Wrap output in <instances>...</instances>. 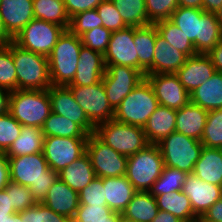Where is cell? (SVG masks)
Wrapping results in <instances>:
<instances>
[{
	"label": "cell",
	"mask_w": 222,
	"mask_h": 222,
	"mask_svg": "<svg viewBox=\"0 0 222 222\" xmlns=\"http://www.w3.org/2000/svg\"><path fill=\"white\" fill-rule=\"evenodd\" d=\"M48 94L53 113L66 117L78 124L88 135L94 133L95 126L89 121L67 86L51 85L48 89Z\"/></svg>",
	"instance_id": "2e32d148"
},
{
	"label": "cell",
	"mask_w": 222,
	"mask_h": 222,
	"mask_svg": "<svg viewBox=\"0 0 222 222\" xmlns=\"http://www.w3.org/2000/svg\"><path fill=\"white\" fill-rule=\"evenodd\" d=\"M187 175L186 172L180 171L179 169L164 166L162 174L153 184L149 192L155 197L169 192L181 191Z\"/></svg>",
	"instance_id": "f35d334b"
},
{
	"label": "cell",
	"mask_w": 222,
	"mask_h": 222,
	"mask_svg": "<svg viewBox=\"0 0 222 222\" xmlns=\"http://www.w3.org/2000/svg\"><path fill=\"white\" fill-rule=\"evenodd\" d=\"M44 139L41 128L22 125L20 136L4 154L6 157H19L43 152Z\"/></svg>",
	"instance_id": "f546056e"
},
{
	"label": "cell",
	"mask_w": 222,
	"mask_h": 222,
	"mask_svg": "<svg viewBox=\"0 0 222 222\" xmlns=\"http://www.w3.org/2000/svg\"><path fill=\"white\" fill-rule=\"evenodd\" d=\"M152 222H183L178 217H175L173 214L165 212V211H158L157 216L152 220Z\"/></svg>",
	"instance_id": "91938a15"
},
{
	"label": "cell",
	"mask_w": 222,
	"mask_h": 222,
	"mask_svg": "<svg viewBox=\"0 0 222 222\" xmlns=\"http://www.w3.org/2000/svg\"><path fill=\"white\" fill-rule=\"evenodd\" d=\"M118 222H135L132 219L126 218L124 215L120 214Z\"/></svg>",
	"instance_id": "e7e4bbea"
},
{
	"label": "cell",
	"mask_w": 222,
	"mask_h": 222,
	"mask_svg": "<svg viewBox=\"0 0 222 222\" xmlns=\"http://www.w3.org/2000/svg\"><path fill=\"white\" fill-rule=\"evenodd\" d=\"M217 18H218V21H219L220 26L222 28V6H221L220 10L217 12Z\"/></svg>",
	"instance_id": "03108f58"
},
{
	"label": "cell",
	"mask_w": 222,
	"mask_h": 222,
	"mask_svg": "<svg viewBox=\"0 0 222 222\" xmlns=\"http://www.w3.org/2000/svg\"><path fill=\"white\" fill-rule=\"evenodd\" d=\"M188 56L174 48L158 33L156 34L153 55V74L176 73L186 62Z\"/></svg>",
	"instance_id": "7402d4cb"
},
{
	"label": "cell",
	"mask_w": 222,
	"mask_h": 222,
	"mask_svg": "<svg viewBox=\"0 0 222 222\" xmlns=\"http://www.w3.org/2000/svg\"><path fill=\"white\" fill-rule=\"evenodd\" d=\"M164 161L156 144H149L127 159L126 177L137 191H149L162 174Z\"/></svg>",
	"instance_id": "8992f818"
},
{
	"label": "cell",
	"mask_w": 222,
	"mask_h": 222,
	"mask_svg": "<svg viewBox=\"0 0 222 222\" xmlns=\"http://www.w3.org/2000/svg\"><path fill=\"white\" fill-rule=\"evenodd\" d=\"M86 154L90 158L96 177L106 178L126 175L128 157L113 150L94 133L88 135Z\"/></svg>",
	"instance_id": "30bf717a"
},
{
	"label": "cell",
	"mask_w": 222,
	"mask_h": 222,
	"mask_svg": "<svg viewBox=\"0 0 222 222\" xmlns=\"http://www.w3.org/2000/svg\"><path fill=\"white\" fill-rule=\"evenodd\" d=\"M145 78L151 84L159 105L177 110L190 102V94L175 73L147 74Z\"/></svg>",
	"instance_id": "9a60e30c"
},
{
	"label": "cell",
	"mask_w": 222,
	"mask_h": 222,
	"mask_svg": "<svg viewBox=\"0 0 222 222\" xmlns=\"http://www.w3.org/2000/svg\"><path fill=\"white\" fill-rule=\"evenodd\" d=\"M78 195L79 205L107 206L103 178L95 177Z\"/></svg>",
	"instance_id": "681fc988"
},
{
	"label": "cell",
	"mask_w": 222,
	"mask_h": 222,
	"mask_svg": "<svg viewBox=\"0 0 222 222\" xmlns=\"http://www.w3.org/2000/svg\"><path fill=\"white\" fill-rule=\"evenodd\" d=\"M128 27H140L151 24L148 21L145 0H112Z\"/></svg>",
	"instance_id": "74e56055"
},
{
	"label": "cell",
	"mask_w": 222,
	"mask_h": 222,
	"mask_svg": "<svg viewBox=\"0 0 222 222\" xmlns=\"http://www.w3.org/2000/svg\"><path fill=\"white\" fill-rule=\"evenodd\" d=\"M222 6V0H203V10L205 12L216 13Z\"/></svg>",
	"instance_id": "680465c9"
},
{
	"label": "cell",
	"mask_w": 222,
	"mask_h": 222,
	"mask_svg": "<svg viewBox=\"0 0 222 222\" xmlns=\"http://www.w3.org/2000/svg\"><path fill=\"white\" fill-rule=\"evenodd\" d=\"M199 219L202 222H222V198L212 205Z\"/></svg>",
	"instance_id": "f5cc1de1"
},
{
	"label": "cell",
	"mask_w": 222,
	"mask_h": 222,
	"mask_svg": "<svg viewBox=\"0 0 222 222\" xmlns=\"http://www.w3.org/2000/svg\"><path fill=\"white\" fill-rule=\"evenodd\" d=\"M120 214L108 206L79 205L72 222H118Z\"/></svg>",
	"instance_id": "ab89813d"
},
{
	"label": "cell",
	"mask_w": 222,
	"mask_h": 222,
	"mask_svg": "<svg viewBox=\"0 0 222 222\" xmlns=\"http://www.w3.org/2000/svg\"><path fill=\"white\" fill-rule=\"evenodd\" d=\"M41 130L45 137L59 136L63 138H88V134L78 124L53 112L44 121Z\"/></svg>",
	"instance_id": "d590c367"
},
{
	"label": "cell",
	"mask_w": 222,
	"mask_h": 222,
	"mask_svg": "<svg viewBox=\"0 0 222 222\" xmlns=\"http://www.w3.org/2000/svg\"><path fill=\"white\" fill-rule=\"evenodd\" d=\"M34 18L69 28L70 17L63 0H33Z\"/></svg>",
	"instance_id": "e575fe53"
},
{
	"label": "cell",
	"mask_w": 222,
	"mask_h": 222,
	"mask_svg": "<svg viewBox=\"0 0 222 222\" xmlns=\"http://www.w3.org/2000/svg\"><path fill=\"white\" fill-rule=\"evenodd\" d=\"M218 72H222V40L207 54Z\"/></svg>",
	"instance_id": "9f6ffc18"
},
{
	"label": "cell",
	"mask_w": 222,
	"mask_h": 222,
	"mask_svg": "<svg viewBox=\"0 0 222 222\" xmlns=\"http://www.w3.org/2000/svg\"><path fill=\"white\" fill-rule=\"evenodd\" d=\"M155 24L134 27V44L138 54L139 70L144 74H153V55L156 34Z\"/></svg>",
	"instance_id": "484cf974"
},
{
	"label": "cell",
	"mask_w": 222,
	"mask_h": 222,
	"mask_svg": "<svg viewBox=\"0 0 222 222\" xmlns=\"http://www.w3.org/2000/svg\"><path fill=\"white\" fill-rule=\"evenodd\" d=\"M111 31L103 26L86 31L80 36L82 45L104 55L108 48Z\"/></svg>",
	"instance_id": "f907efd6"
},
{
	"label": "cell",
	"mask_w": 222,
	"mask_h": 222,
	"mask_svg": "<svg viewBox=\"0 0 222 222\" xmlns=\"http://www.w3.org/2000/svg\"><path fill=\"white\" fill-rule=\"evenodd\" d=\"M0 87L17 90V74L11 53V42L0 44Z\"/></svg>",
	"instance_id": "b9f144b4"
},
{
	"label": "cell",
	"mask_w": 222,
	"mask_h": 222,
	"mask_svg": "<svg viewBox=\"0 0 222 222\" xmlns=\"http://www.w3.org/2000/svg\"><path fill=\"white\" fill-rule=\"evenodd\" d=\"M9 113L21 125L41 128L52 113L48 89L12 91Z\"/></svg>",
	"instance_id": "277c9868"
},
{
	"label": "cell",
	"mask_w": 222,
	"mask_h": 222,
	"mask_svg": "<svg viewBox=\"0 0 222 222\" xmlns=\"http://www.w3.org/2000/svg\"><path fill=\"white\" fill-rule=\"evenodd\" d=\"M169 20L188 37L199 54L200 9L178 6Z\"/></svg>",
	"instance_id": "d6a6232c"
},
{
	"label": "cell",
	"mask_w": 222,
	"mask_h": 222,
	"mask_svg": "<svg viewBox=\"0 0 222 222\" xmlns=\"http://www.w3.org/2000/svg\"><path fill=\"white\" fill-rule=\"evenodd\" d=\"M222 40V28L216 13L200 9L199 54H208Z\"/></svg>",
	"instance_id": "836d02e7"
},
{
	"label": "cell",
	"mask_w": 222,
	"mask_h": 222,
	"mask_svg": "<svg viewBox=\"0 0 222 222\" xmlns=\"http://www.w3.org/2000/svg\"><path fill=\"white\" fill-rule=\"evenodd\" d=\"M0 222H24V220L21 218L20 212H16L11 217L1 218Z\"/></svg>",
	"instance_id": "be15d7a7"
},
{
	"label": "cell",
	"mask_w": 222,
	"mask_h": 222,
	"mask_svg": "<svg viewBox=\"0 0 222 222\" xmlns=\"http://www.w3.org/2000/svg\"><path fill=\"white\" fill-rule=\"evenodd\" d=\"M192 222H202L200 219H198V220H195V221H192Z\"/></svg>",
	"instance_id": "003e7915"
},
{
	"label": "cell",
	"mask_w": 222,
	"mask_h": 222,
	"mask_svg": "<svg viewBox=\"0 0 222 222\" xmlns=\"http://www.w3.org/2000/svg\"><path fill=\"white\" fill-rule=\"evenodd\" d=\"M94 134L113 150L127 157L149 145L142 127L120 123L114 119L96 125Z\"/></svg>",
	"instance_id": "52a82bcc"
},
{
	"label": "cell",
	"mask_w": 222,
	"mask_h": 222,
	"mask_svg": "<svg viewBox=\"0 0 222 222\" xmlns=\"http://www.w3.org/2000/svg\"><path fill=\"white\" fill-rule=\"evenodd\" d=\"M17 90H46L51 84L48 57L25 50L11 41Z\"/></svg>",
	"instance_id": "3957f363"
},
{
	"label": "cell",
	"mask_w": 222,
	"mask_h": 222,
	"mask_svg": "<svg viewBox=\"0 0 222 222\" xmlns=\"http://www.w3.org/2000/svg\"><path fill=\"white\" fill-rule=\"evenodd\" d=\"M208 112L189 102L182 108L177 109L175 131L201 141Z\"/></svg>",
	"instance_id": "603a6c76"
},
{
	"label": "cell",
	"mask_w": 222,
	"mask_h": 222,
	"mask_svg": "<svg viewBox=\"0 0 222 222\" xmlns=\"http://www.w3.org/2000/svg\"><path fill=\"white\" fill-rule=\"evenodd\" d=\"M148 21L154 24L167 20L179 6L178 0H145Z\"/></svg>",
	"instance_id": "bcb514c9"
},
{
	"label": "cell",
	"mask_w": 222,
	"mask_h": 222,
	"mask_svg": "<svg viewBox=\"0 0 222 222\" xmlns=\"http://www.w3.org/2000/svg\"><path fill=\"white\" fill-rule=\"evenodd\" d=\"M7 158L10 180L28 186L36 202L41 203L58 179V172L49 167L43 152Z\"/></svg>",
	"instance_id": "6da1fadb"
},
{
	"label": "cell",
	"mask_w": 222,
	"mask_h": 222,
	"mask_svg": "<svg viewBox=\"0 0 222 222\" xmlns=\"http://www.w3.org/2000/svg\"><path fill=\"white\" fill-rule=\"evenodd\" d=\"M10 181L8 158L0 153V190L4 189Z\"/></svg>",
	"instance_id": "11a10c76"
},
{
	"label": "cell",
	"mask_w": 222,
	"mask_h": 222,
	"mask_svg": "<svg viewBox=\"0 0 222 222\" xmlns=\"http://www.w3.org/2000/svg\"><path fill=\"white\" fill-rule=\"evenodd\" d=\"M88 138L48 136L44 139L43 155L49 167L60 172L86 153Z\"/></svg>",
	"instance_id": "4fadbf2b"
},
{
	"label": "cell",
	"mask_w": 222,
	"mask_h": 222,
	"mask_svg": "<svg viewBox=\"0 0 222 222\" xmlns=\"http://www.w3.org/2000/svg\"><path fill=\"white\" fill-rule=\"evenodd\" d=\"M176 109L159 105L143 127L149 144H158L175 131Z\"/></svg>",
	"instance_id": "cb8c5ba5"
},
{
	"label": "cell",
	"mask_w": 222,
	"mask_h": 222,
	"mask_svg": "<svg viewBox=\"0 0 222 222\" xmlns=\"http://www.w3.org/2000/svg\"><path fill=\"white\" fill-rule=\"evenodd\" d=\"M16 211L11 207L10 195L5 189L0 190V219L11 217Z\"/></svg>",
	"instance_id": "db71d44e"
},
{
	"label": "cell",
	"mask_w": 222,
	"mask_h": 222,
	"mask_svg": "<svg viewBox=\"0 0 222 222\" xmlns=\"http://www.w3.org/2000/svg\"><path fill=\"white\" fill-rule=\"evenodd\" d=\"M22 125L9 113L0 115V153H5L20 136Z\"/></svg>",
	"instance_id": "ee69618b"
},
{
	"label": "cell",
	"mask_w": 222,
	"mask_h": 222,
	"mask_svg": "<svg viewBox=\"0 0 222 222\" xmlns=\"http://www.w3.org/2000/svg\"><path fill=\"white\" fill-rule=\"evenodd\" d=\"M81 46V38L69 29L64 30L59 36L48 56L49 77L53 86H67L72 82L77 70Z\"/></svg>",
	"instance_id": "7a4b0ae2"
},
{
	"label": "cell",
	"mask_w": 222,
	"mask_h": 222,
	"mask_svg": "<svg viewBox=\"0 0 222 222\" xmlns=\"http://www.w3.org/2000/svg\"><path fill=\"white\" fill-rule=\"evenodd\" d=\"M24 222H72V219L55 213L42 203H36L31 208L20 211Z\"/></svg>",
	"instance_id": "f6af8a7d"
},
{
	"label": "cell",
	"mask_w": 222,
	"mask_h": 222,
	"mask_svg": "<svg viewBox=\"0 0 222 222\" xmlns=\"http://www.w3.org/2000/svg\"><path fill=\"white\" fill-rule=\"evenodd\" d=\"M190 102L207 111L222 109V72L216 71L210 79L197 87L190 94Z\"/></svg>",
	"instance_id": "83f0119b"
},
{
	"label": "cell",
	"mask_w": 222,
	"mask_h": 222,
	"mask_svg": "<svg viewBox=\"0 0 222 222\" xmlns=\"http://www.w3.org/2000/svg\"><path fill=\"white\" fill-rule=\"evenodd\" d=\"M11 91L0 87V115L9 112Z\"/></svg>",
	"instance_id": "6f0895ef"
},
{
	"label": "cell",
	"mask_w": 222,
	"mask_h": 222,
	"mask_svg": "<svg viewBox=\"0 0 222 222\" xmlns=\"http://www.w3.org/2000/svg\"><path fill=\"white\" fill-rule=\"evenodd\" d=\"M41 203L55 213L73 219L79 207V195L58 177Z\"/></svg>",
	"instance_id": "44dd1931"
},
{
	"label": "cell",
	"mask_w": 222,
	"mask_h": 222,
	"mask_svg": "<svg viewBox=\"0 0 222 222\" xmlns=\"http://www.w3.org/2000/svg\"><path fill=\"white\" fill-rule=\"evenodd\" d=\"M161 150L164 166L193 173L203 149L201 141L174 131L157 144Z\"/></svg>",
	"instance_id": "ba28073f"
},
{
	"label": "cell",
	"mask_w": 222,
	"mask_h": 222,
	"mask_svg": "<svg viewBox=\"0 0 222 222\" xmlns=\"http://www.w3.org/2000/svg\"><path fill=\"white\" fill-rule=\"evenodd\" d=\"M193 174L209 184L222 186V149L203 146Z\"/></svg>",
	"instance_id": "4316f807"
},
{
	"label": "cell",
	"mask_w": 222,
	"mask_h": 222,
	"mask_svg": "<svg viewBox=\"0 0 222 222\" xmlns=\"http://www.w3.org/2000/svg\"><path fill=\"white\" fill-rule=\"evenodd\" d=\"M67 87L71 90L75 101L94 126L114 118L115 110L107 99L102 81L90 86Z\"/></svg>",
	"instance_id": "8fae6325"
},
{
	"label": "cell",
	"mask_w": 222,
	"mask_h": 222,
	"mask_svg": "<svg viewBox=\"0 0 222 222\" xmlns=\"http://www.w3.org/2000/svg\"><path fill=\"white\" fill-rule=\"evenodd\" d=\"M102 20V26L111 32L127 28L112 0H103L96 8Z\"/></svg>",
	"instance_id": "c3c4849f"
},
{
	"label": "cell",
	"mask_w": 222,
	"mask_h": 222,
	"mask_svg": "<svg viewBox=\"0 0 222 222\" xmlns=\"http://www.w3.org/2000/svg\"><path fill=\"white\" fill-rule=\"evenodd\" d=\"M0 15L7 33L15 38L34 19L33 0H1Z\"/></svg>",
	"instance_id": "ffe728a7"
},
{
	"label": "cell",
	"mask_w": 222,
	"mask_h": 222,
	"mask_svg": "<svg viewBox=\"0 0 222 222\" xmlns=\"http://www.w3.org/2000/svg\"><path fill=\"white\" fill-rule=\"evenodd\" d=\"M181 7L203 9V0H178Z\"/></svg>",
	"instance_id": "94428289"
},
{
	"label": "cell",
	"mask_w": 222,
	"mask_h": 222,
	"mask_svg": "<svg viewBox=\"0 0 222 222\" xmlns=\"http://www.w3.org/2000/svg\"><path fill=\"white\" fill-rule=\"evenodd\" d=\"M107 206L122 214L137 190L125 175L103 178Z\"/></svg>",
	"instance_id": "d4e9b609"
},
{
	"label": "cell",
	"mask_w": 222,
	"mask_h": 222,
	"mask_svg": "<svg viewBox=\"0 0 222 222\" xmlns=\"http://www.w3.org/2000/svg\"><path fill=\"white\" fill-rule=\"evenodd\" d=\"M64 30L57 24L34 18L13 38V42L25 50L48 57Z\"/></svg>",
	"instance_id": "9c48e42d"
},
{
	"label": "cell",
	"mask_w": 222,
	"mask_h": 222,
	"mask_svg": "<svg viewBox=\"0 0 222 222\" xmlns=\"http://www.w3.org/2000/svg\"><path fill=\"white\" fill-rule=\"evenodd\" d=\"M102 26V20L99 17L96 9L80 12L70 18L69 30L77 35L81 36L86 31L95 29Z\"/></svg>",
	"instance_id": "7dc6e473"
},
{
	"label": "cell",
	"mask_w": 222,
	"mask_h": 222,
	"mask_svg": "<svg viewBox=\"0 0 222 222\" xmlns=\"http://www.w3.org/2000/svg\"><path fill=\"white\" fill-rule=\"evenodd\" d=\"M216 69L207 54L188 57L184 65L175 73L180 83L191 94L197 87L210 79Z\"/></svg>",
	"instance_id": "d6986e66"
},
{
	"label": "cell",
	"mask_w": 222,
	"mask_h": 222,
	"mask_svg": "<svg viewBox=\"0 0 222 222\" xmlns=\"http://www.w3.org/2000/svg\"><path fill=\"white\" fill-rule=\"evenodd\" d=\"M4 189L10 195L11 207L16 212L31 208L37 203L28 186L10 180Z\"/></svg>",
	"instance_id": "7bdbcfd3"
},
{
	"label": "cell",
	"mask_w": 222,
	"mask_h": 222,
	"mask_svg": "<svg viewBox=\"0 0 222 222\" xmlns=\"http://www.w3.org/2000/svg\"><path fill=\"white\" fill-rule=\"evenodd\" d=\"M181 191L189 198L193 212L199 218L222 198V186L209 184L193 173L187 175Z\"/></svg>",
	"instance_id": "e0dca14e"
},
{
	"label": "cell",
	"mask_w": 222,
	"mask_h": 222,
	"mask_svg": "<svg viewBox=\"0 0 222 222\" xmlns=\"http://www.w3.org/2000/svg\"><path fill=\"white\" fill-rule=\"evenodd\" d=\"M106 66L104 55L86 46H81L77 70L67 86H90L102 81Z\"/></svg>",
	"instance_id": "ac0fdd59"
},
{
	"label": "cell",
	"mask_w": 222,
	"mask_h": 222,
	"mask_svg": "<svg viewBox=\"0 0 222 222\" xmlns=\"http://www.w3.org/2000/svg\"><path fill=\"white\" fill-rule=\"evenodd\" d=\"M201 143L204 147L222 149V109L208 112Z\"/></svg>",
	"instance_id": "60d3db41"
},
{
	"label": "cell",
	"mask_w": 222,
	"mask_h": 222,
	"mask_svg": "<svg viewBox=\"0 0 222 222\" xmlns=\"http://www.w3.org/2000/svg\"><path fill=\"white\" fill-rule=\"evenodd\" d=\"M159 210L178 217L183 222H192L199 217L193 212L189 198L182 191L155 196Z\"/></svg>",
	"instance_id": "4dcf8cb0"
},
{
	"label": "cell",
	"mask_w": 222,
	"mask_h": 222,
	"mask_svg": "<svg viewBox=\"0 0 222 222\" xmlns=\"http://www.w3.org/2000/svg\"><path fill=\"white\" fill-rule=\"evenodd\" d=\"M154 24L158 34L174 48L185 53L188 57L197 54L194 48V44L169 19L161 20Z\"/></svg>",
	"instance_id": "8d00e7d4"
},
{
	"label": "cell",
	"mask_w": 222,
	"mask_h": 222,
	"mask_svg": "<svg viewBox=\"0 0 222 222\" xmlns=\"http://www.w3.org/2000/svg\"><path fill=\"white\" fill-rule=\"evenodd\" d=\"M58 177L78 193L96 177L89 156L85 153L79 159L58 172Z\"/></svg>",
	"instance_id": "f1b7e54d"
},
{
	"label": "cell",
	"mask_w": 222,
	"mask_h": 222,
	"mask_svg": "<svg viewBox=\"0 0 222 222\" xmlns=\"http://www.w3.org/2000/svg\"><path fill=\"white\" fill-rule=\"evenodd\" d=\"M105 65H122L139 70L138 54L134 44V27L113 31L104 53Z\"/></svg>",
	"instance_id": "5bb4252c"
},
{
	"label": "cell",
	"mask_w": 222,
	"mask_h": 222,
	"mask_svg": "<svg viewBox=\"0 0 222 222\" xmlns=\"http://www.w3.org/2000/svg\"><path fill=\"white\" fill-rule=\"evenodd\" d=\"M158 211L156 199L149 191H137L122 215L135 222H152Z\"/></svg>",
	"instance_id": "1f68e13d"
},
{
	"label": "cell",
	"mask_w": 222,
	"mask_h": 222,
	"mask_svg": "<svg viewBox=\"0 0 222 222\" xmlns=\"http://www.w3.org/2000/svg\"><path fill=\"white\" fill-rule=\"evenodd\" d=\"M102 82L111 107L116 110L121 101L145 79L137 69L122 65H105Z\"/></svg>",
	"instance_id": "7c38bea8"
},
{
	"label": "cell",
	"mask_w": 222,
	"mask_h": 222,
	"mask_svg": "<svg viewBox=\"0 0 222 222\" xmlns=\"http://www.w3.org/2000/svg\"><path fill=\"white\" fill-rule=\"evenodd\" d=\"M13 38L7 33L0 15V44H8Z\"/></svg>",
	"instance_id": "6125c7cd"
},
{
	"label": "cell",
	"mask_w": 222,
	"mask_h": 222,
	"mask_svg": "<svg viewBox=\"0 0 222 222\" xmlns=\"http://www.w3.org/2000/svg\"><path fill=\"white\" fill-rule=\"evenodd\" d=\"M102 1L103 0H63L70 18L80 12L96 9Z\"/></svg>",
	"instance_id": "816d5d0a"
},
{
	"label": "cell",
	"mask_w": 222,
	"mask_h": 222,
	"mask_svg": "<svg viewBox=\"0 0 222 222\" xmlns=\"http://www.w3.org/2000/svg\"><path fill=\"white\" fill-rule=\"evenodd\" d=\"M158 106L154 90L145 78L121 101L115 110L113 119L120 123L143 128Z\"/></svg>",
	"instance_id": "5b68a950"
}]
</instances>
